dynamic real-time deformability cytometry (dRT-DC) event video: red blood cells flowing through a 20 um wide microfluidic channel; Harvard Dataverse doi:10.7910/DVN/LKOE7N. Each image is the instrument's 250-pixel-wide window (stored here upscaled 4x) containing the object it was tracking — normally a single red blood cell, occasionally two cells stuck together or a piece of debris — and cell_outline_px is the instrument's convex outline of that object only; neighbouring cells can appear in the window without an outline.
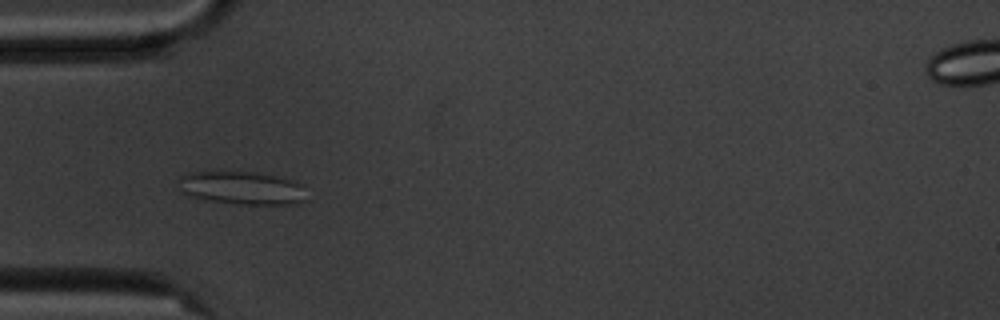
{"species": "common noctule bat (a hibernating species)", "species_latin": "Nyctalus noctula", "temperature_condition": "cold", "stored_images_in_passage": 5, "camera_frame_rate_fps": 3000, "um_per_image_px": 0.085, "animal": {"sex": "male", "body_mass_g": 20.1, "forearm_length_mm": 53.5}, "frame": {"image": 1, "passage_image": 4, "time_ms": 3.667, "image_size_px": [1000, 320], "cell_outline_px": [[308, 200], [292, 204], [236, 204], [204, 200], [188, 196], [184, 192], [180, 180], [180, 176], [192, 172], [252, 172], [272, 176], [288, 180], [300, 184]], "centroid_in_image_um": [20.56, 16.0], "position_along_channel_um": 64.4, "area_um2": 24.22}}
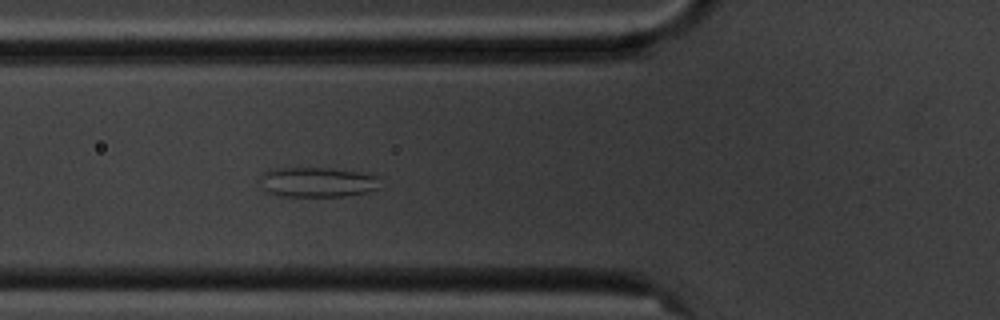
{"frame": {"image": 2, "passage_image": 5, "time_ms": 4.667, "image_size_px": [1000, 320], "cell_outline_px": [[380, 188], [368, 192], [344, 196], [284, 196], [268, 192], [264, 188], [260, 176], [260, 172], [276, 168], [328, 168], [360, 172], [380, 176]], "centroid_in_image_um": [27.02, 15.47], "position_along_channel_um": 98.8, "area_um2": 21.04}}